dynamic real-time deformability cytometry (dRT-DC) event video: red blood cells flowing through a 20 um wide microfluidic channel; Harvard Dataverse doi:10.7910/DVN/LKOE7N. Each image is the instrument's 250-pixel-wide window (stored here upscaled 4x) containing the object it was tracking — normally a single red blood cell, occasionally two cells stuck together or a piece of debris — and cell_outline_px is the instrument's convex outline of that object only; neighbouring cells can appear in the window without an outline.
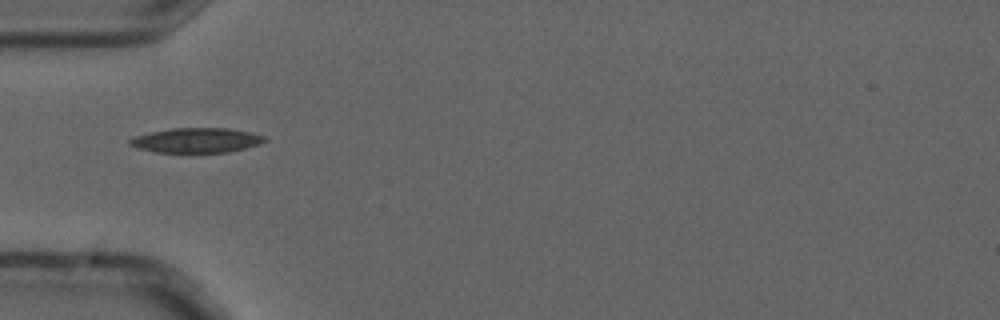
{"species": "common noctule bat (a hibernating species)", "species_latin": "Nyctalus noctula", "temperature_condition": "cold", "stored_images_in_passage": 2, "camera_frame_rate_fps": 3000, "um_per_image_px": 0.085, "animal": {"sex": "male", "forearm_length_mm": 52.5}, "frame": {"image": 1, "passage_image": 1, "time_ms": 0.0, "image_size_px": [1000, 320], "cell_outline_px": [[268, 140], [260, 144], [228, 152], [156, 152], [136, 148], [128, 144], [128, 140], [136, 136], [152, 132], [172, 128], [228, 128], [248, 132], [264, 136]], "centroid_in_image_um": [16.69, 11.93], "position_along_channel_um": 68.3, "area_um2": 19.31}}
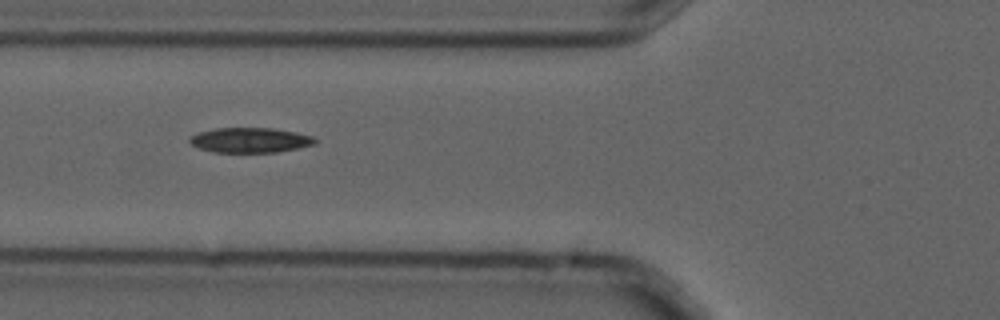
{"frame": {"image": 2, "passage_image": 2, "time_ms": 0.333, "image_size_px": [1000, 320], "cell_outline_px": [[316, 144], [276, 152], [212, 152], [200, 148], [192, 144], [188, 140], [196, 132], [216, 128], [272, 128], [296, 132], [312, 136], [316, 140]], "centroid_in_image_um": [21.24, 11.9], "position_along_channel_um": 104.6, "area_um2": 18.15}}